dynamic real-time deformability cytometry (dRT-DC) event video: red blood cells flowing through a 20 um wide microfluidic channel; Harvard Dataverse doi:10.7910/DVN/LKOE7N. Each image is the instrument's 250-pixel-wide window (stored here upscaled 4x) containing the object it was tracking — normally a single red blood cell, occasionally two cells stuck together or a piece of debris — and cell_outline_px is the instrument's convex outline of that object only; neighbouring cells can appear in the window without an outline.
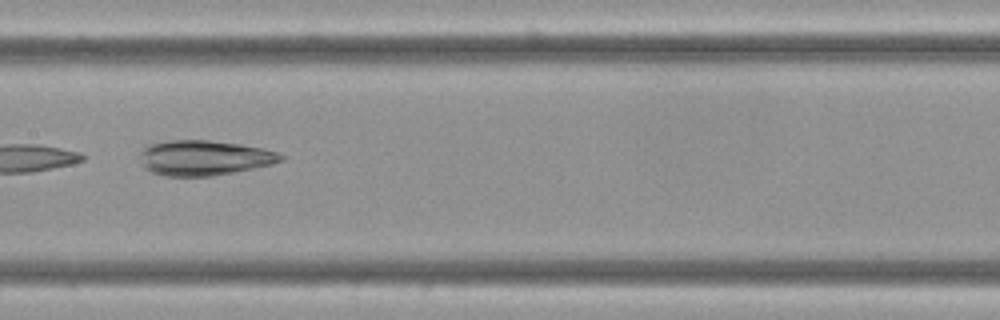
{"species": "Egyptian fruit bat (a non-hibernating species)", "species_latin": "Rousettus aegyptiacus", "temperature_condition": "cold", "stored_images_in_passage": 7, "camera_frame_rate_fps": 3000, "um_per_image_px": 0.085, "frame": {"image": 1, "passage_image": 5, "time_ms": 1.333, "image_size_px": [1000, 320], "cell_outline_px": [[284, 160], [272, 164], [212, 176], [164, 176], [152, 172], [144, 168], [140, 152], [144, 144], [168, 140], [208, 140], [240, 144], [260, 148], [276, 152], [284, 156]], "centroid_in_image_um": [17.3, 13.4], "position_along_channel_um": 190.1, "area_um2": 28.78}}